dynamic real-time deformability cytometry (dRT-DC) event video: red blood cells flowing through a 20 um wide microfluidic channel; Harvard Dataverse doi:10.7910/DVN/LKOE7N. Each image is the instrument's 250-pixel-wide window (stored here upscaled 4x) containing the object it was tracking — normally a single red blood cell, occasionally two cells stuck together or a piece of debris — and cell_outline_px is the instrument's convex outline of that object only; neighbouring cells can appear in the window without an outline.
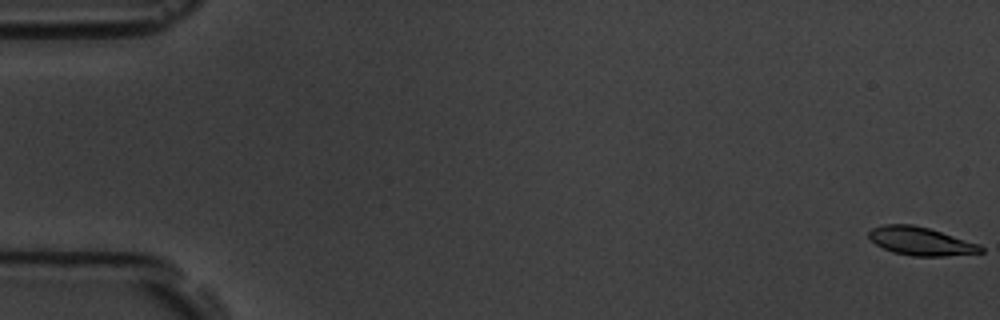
{"species": "common noctule bat (a hibernating species)", "species_latin": "Nyctalus noctula", "temperature_condition": "room temperature", "stored_images_in_passage": 8, "camera_frame_rate_fps": 3000, "um_per_image_px": 0.085, "animal": {"sex": "male", "body_mass_g": 19.5, "forearm_length_mm": 54.6}, "frame": {"image": 1, "passage_image": 1, "time_ms": 0.0, "image_size_px": [1000, 320], "cell_outline_px": [[984, 252], [944, 256], [912, 256], [892, 252], [876, 244], [868, 236], [868, 232], [872, 228], [884, 224], [912, 224], [928, 228], [980, 244], [984, 248]], "centroid_in_image_um": [78.26, 20.5], "position_along_channel_um": 6.7, "area_um2": 18.38}}
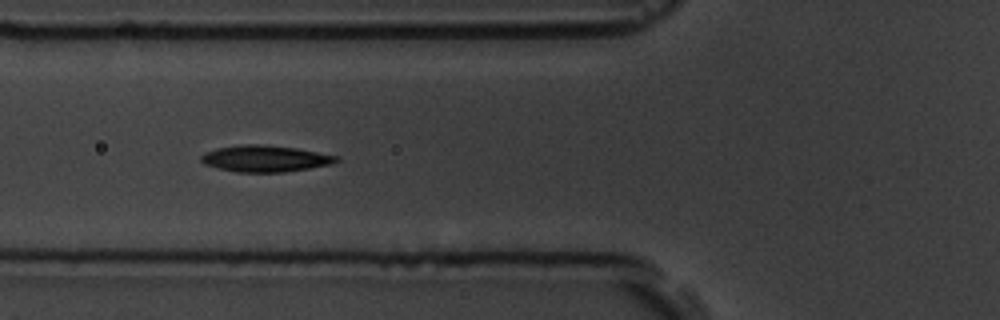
{"frame": {"image": 2, "passage_image": 7, "time_ms": 7.0, "image_size_px": [1000, 320], "cell_outline_px": [[340, 160], [332, 164], [284, 172], [236, 172], [216, 168], [204, 164], [200, 160], [200, 156], [204, 152], [216, 148], [240, 144], [264, 144], [296, 148], [340, 156]], "centroid_in_image_um": [22.51, 13.47], "position_along_channel_um": 103.3, "area_um2": 21.1}}
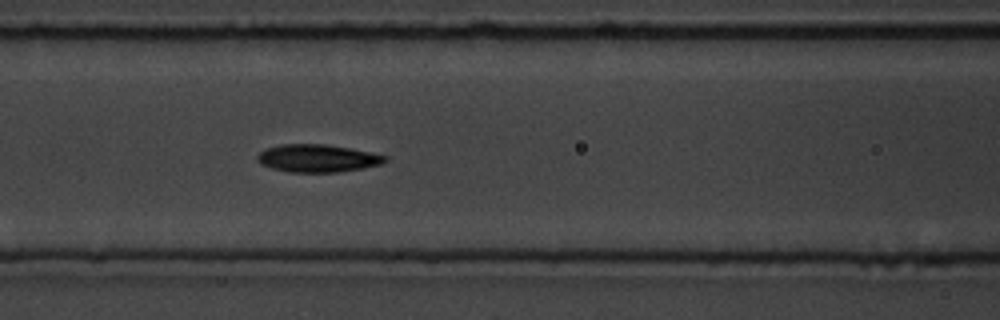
{"frame": {"image": 3, "passage_image": 8, "time_ms": 8.0, "image_size_px": [1000, 320], "cell_outline_px": [[388, 160], [380, 164], [364, 168], [336, 172], [288, 172], [272, 168], [260, 164], [256, 160], [256, 156], [260, 152], [268, 148], [280, 144], [324, 144], [348, 148], [388, 156]], "centroid_in_image_um": [26.96, 13.46], "position_along_channel_um": 139.6, "area_um2": 20.52}}